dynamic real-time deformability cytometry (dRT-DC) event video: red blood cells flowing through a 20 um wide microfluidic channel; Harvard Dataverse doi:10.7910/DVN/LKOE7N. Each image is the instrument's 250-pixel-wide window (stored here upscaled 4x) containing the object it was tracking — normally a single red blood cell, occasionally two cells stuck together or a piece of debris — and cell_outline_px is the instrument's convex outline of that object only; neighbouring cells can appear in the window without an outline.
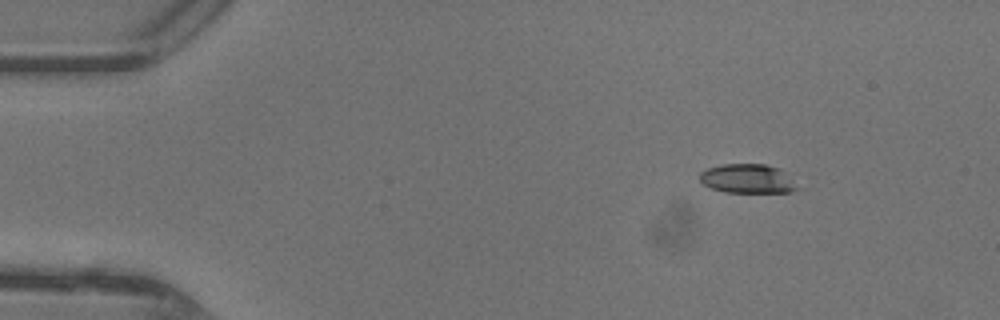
{"species": "common noctule bat (a hibernating species)", "species_latin": "Nyctalus noctula", "temperature_condition": "warm", "stored_images_in_passage": 42, "camera_frame_rate_fps": 3000, "um_per_image_px": 0.085, "animal": {"sex": "female"}, "frame": {"image": 1, "passage_image": 1, "time_ms": 0.0, "image_size_px": [1000, 320], "cell_outline_px": [[804, 188], [792, 192], [724, 192], [712, 188], [704, 184], [700, 180], [700, 172], [708, 168], [720, 164], [764, 164], [780, 168]], "centroid_in_image_um": [63.63, 15.19], "position_along_channel_um": 21.4, "area_um2": 16.88}}
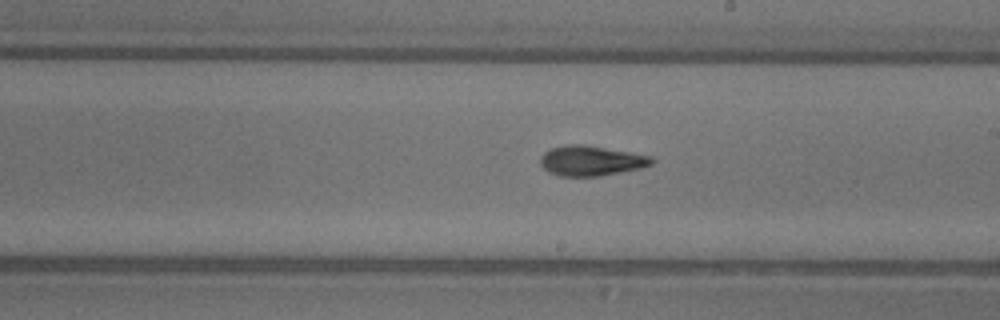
{"frame": {"image": 2, "passage_image": 22, "time_ms": 7.0, "image_size_px": [1000, 320], "cell_outline_px": [[656, 160], [652, 164], [640, 168], [600, 176], [560, 176], [548, 172], [540, 164], [540, 156], [548, 148], [564, 144], [584, 144], [652, 156]], "centroid_in_image_um": [50.21, 13.65], "position_along_channel_um": 238.8, "area_um2": 19.71}}
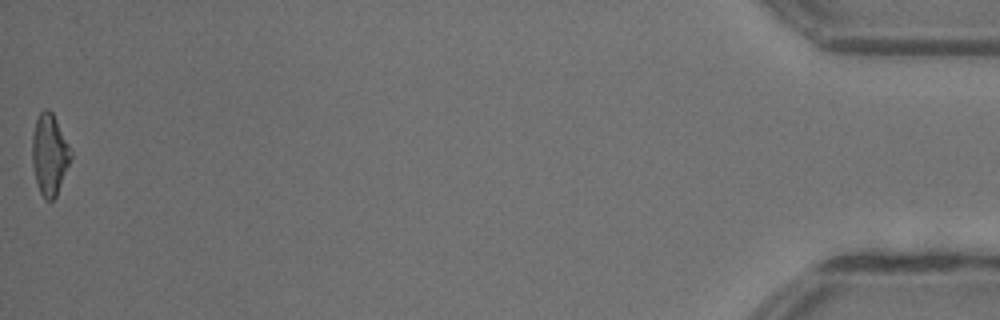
{"frame": {"image": 3, "passage_image": 42, "time_ms": 13.667, "image_size_px": [1000, 320], "cell_outline_px": [[72, 156], [56, 196], [52, 200], [44, 200], [40, 192], [36, 180], [32, 164], [32, 136], [36, 120], [40, 112], [44, 108], [48, 108], [52, 112], [72, 152]], "centroid_in_image_um": [4.2, 13.13], "position_along_channel_um": 431.0, "area_um2": 18.03}, "authors_computed_cell_mechanics": {"area_um2": 18.3515, "velocity_mm_per_s": 4.4099, "shape_relaxation_time_tau1_ms": 4.0145, "shape_relaxation_time_tau2_ms": 2.6833, "deformation_change_tau1": 0.1699, "deformation_change_tau2": 0.1206}}